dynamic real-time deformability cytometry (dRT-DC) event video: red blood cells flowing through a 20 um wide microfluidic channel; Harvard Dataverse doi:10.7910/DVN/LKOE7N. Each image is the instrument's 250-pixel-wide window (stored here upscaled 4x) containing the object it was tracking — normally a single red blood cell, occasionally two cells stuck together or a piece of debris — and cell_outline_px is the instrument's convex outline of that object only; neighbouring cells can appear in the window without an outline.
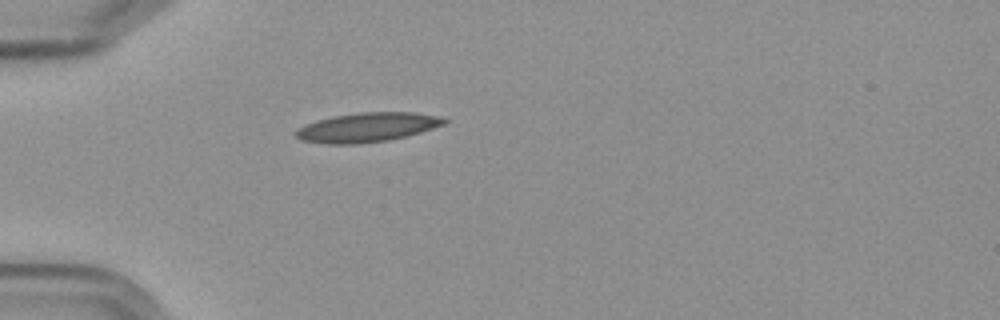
{"species": "Egyptian fruit bat (a non-hibernating species)", "species_latin": "Rousettus aegyptiacus", "temperature_condition": "cold", "stored_images_in_passage": 1, "camera_frame_rate_fps": 3000, "um_per_image_px": 0.085, "frame": {"image": 1, "passage_image": 1, "time_ms": 0.0, "image_size_px": [1000, 320], "cell_outline_px": [[452, 120], [448, 124], [420, 132], [388, 140], [360, 144], [328, 144], [300, 140], [292, 132], [296, 128], [304, 124], [316, 120], [332, 116], [360, 112], [416, 112], [440, 116]], "centroid_in_image_um": [31.22, 10.81], "position_along_channel_um": 53.8, "area_um2": 25.84}}